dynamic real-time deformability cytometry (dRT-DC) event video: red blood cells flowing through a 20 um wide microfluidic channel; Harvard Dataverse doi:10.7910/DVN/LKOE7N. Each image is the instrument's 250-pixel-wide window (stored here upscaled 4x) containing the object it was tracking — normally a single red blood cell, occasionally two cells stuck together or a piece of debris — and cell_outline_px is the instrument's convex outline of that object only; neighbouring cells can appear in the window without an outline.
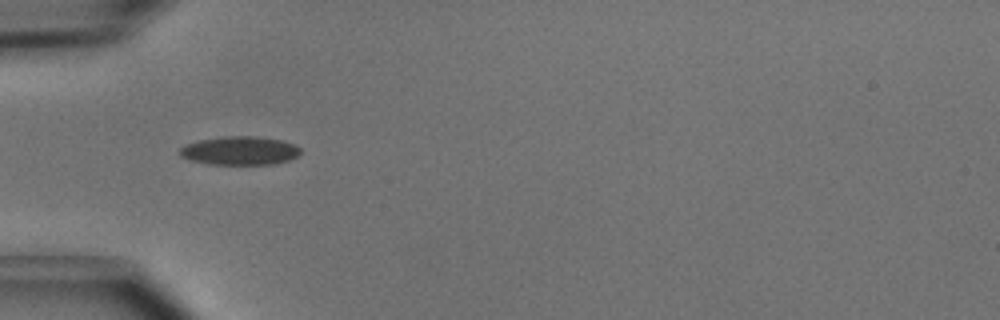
{"species": "common noctule bat (a hibernating species)", "species_latin": "Nyctalus noctula", "temperature_condition": "cold", "stored_images_in_passage": 6, "camera_frame_rate_fps": 3000, "um_per_image_px": 0.085, "animal": {"sex": "male", "body_mass_g": 15.6}, "frame": {"image": 1, "passage_image": 4, "time_ms": 1.0, "image_size_px": [1000, 320], "cell_outline_px": [[300, 156], [276, 164], [208, 164], [192, 160], [180, 156], [180, 148], [184, 144], [200, 140], [224, 136], [256, 136], [280, 140], [296, 144], [300, 148]], "centroid_in_image_um": [20.41, 12.8], "position_along_channel_um": 64.6, "area_um2": 20.17}}
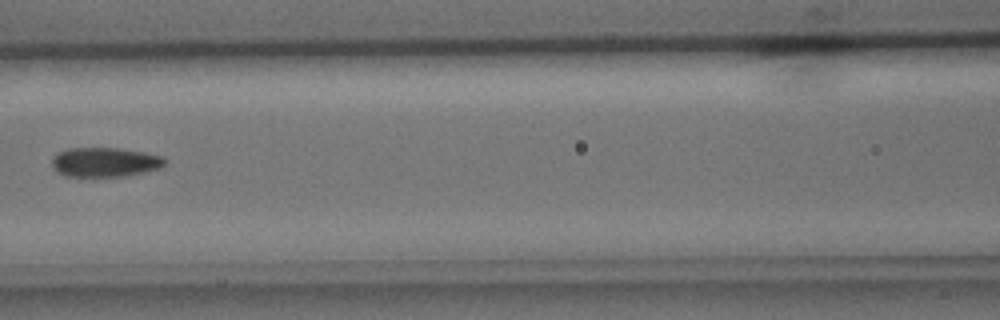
{"frame": {"image": 2, "passage_image": 6, "time_ms": 1.667, "image_size_px": [1000, 320], "cell_outline_px": [[168, 160], [160, 168], [144, 172], [124, 176], [64, 176], [56, 172], [52, 164], [52, 156], [56, 152], [68, 148], [120, 148], [144, 152], [164, 156]], "centroid_in_image_um": [8.91, 13.77], "position_along_channel_um": 157.7, "area_um2": 19.59}}